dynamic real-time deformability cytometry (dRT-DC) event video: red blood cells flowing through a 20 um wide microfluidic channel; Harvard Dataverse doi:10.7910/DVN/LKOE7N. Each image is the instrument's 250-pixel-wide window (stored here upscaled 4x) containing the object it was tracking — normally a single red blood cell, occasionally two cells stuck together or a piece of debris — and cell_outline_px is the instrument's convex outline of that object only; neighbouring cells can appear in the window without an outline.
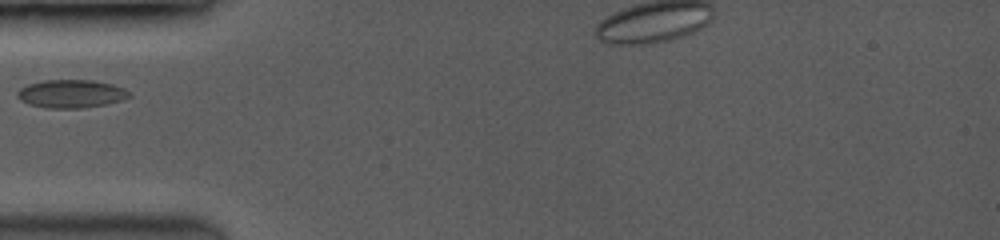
{"species": "common noctule bat (a hibernating species)", "species_latin": "Nyctalus noctula", "temperature_condition": "room temperature", "stored_images_in_passage": 18, "camera_frame_rate_fps": 3500, "um_per_image_px": 0.085, "animal": {"sex": "female", "body_mass_g": 19.0, "forearm_length_mm": 53.3}, "frame": {"image": 1, "passage_image": 1, "time_ms": 0.0, "image_size_px": [1000, 240], "cell_outline_px": [[132, 96], [120, 100], [104, 104], [80, 108], [48, 108], [28, 104], [20, 100], [16, 92], [20, 88], [28, 84], [44, 80], [92, 80], [112, 84], [124, 88]], "centroid_in_image_um": [6.02, 7.96], "position_along_channel_um": 79.0, "area_um2": 18.21}}